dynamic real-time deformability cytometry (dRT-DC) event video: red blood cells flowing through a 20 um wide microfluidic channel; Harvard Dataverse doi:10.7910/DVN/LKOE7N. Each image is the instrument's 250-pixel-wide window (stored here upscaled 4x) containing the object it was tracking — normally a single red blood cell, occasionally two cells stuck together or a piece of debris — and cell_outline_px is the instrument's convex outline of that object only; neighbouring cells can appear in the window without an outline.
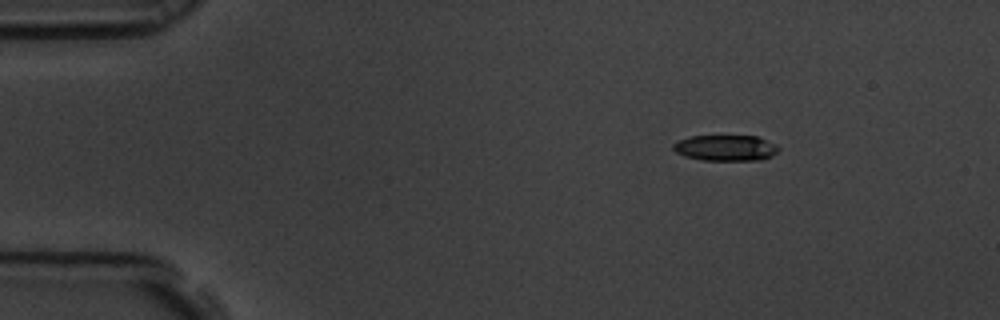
{"species": "common noctule bat (a hibernating species)", "species_latin": "Nyctalus noctula", "temperature_condition": "room temperature", "stored_images_in_passage": 52, "camera_frame_rate_fps": 3000, "um_per_image_px": 0.085, "animal": {"sex": "male", "body_mass_g": 19.5, "forearm_length_mm": 54.6}, "frame": {"image": 1, "passage_image": 1, "time_ms": 0.0, "image_size_px": [1000, 320], "cell_outline_px": [[780, 148], [772, 156], [764, 160], [700, 160], [684, 156], [676, 152], [672, 148], [672, 144], [688, 136], [756, 136], [776, 144]], "centroid_in_image_um": [61.68, 12.58], "position_along_channel_um": 23.3, "area_um2": 15.95}}
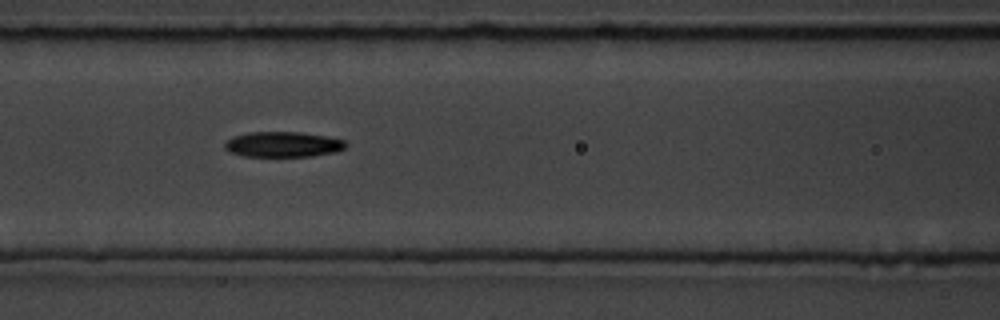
{"frame": {"image": 2, "passage_image": 18, "time_ms": 5.667, "image_size_px": [1000, 320], "cell_outline_px": [[348, 144], [344, 148], [336, 152], [312, 156], [244, 156], [232, 152], [224, 148], [224, 144], [232, 136], [248, 132], [300, 132], [328, 136], [344, 140]], "centroid_in_image_um": [24.08, 12.26], "position_along_channel_um": 142.5, "area_um2": 17.92}}
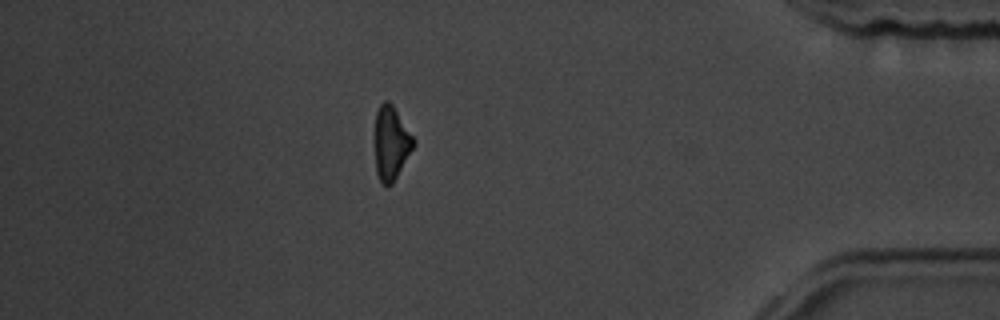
{"frame": {"image": 3, "passage_image": 44, "time_ms": 14.333, "image_size_px": [1000, 320], "cell_outline_px": [[416, 144], [392, 184], [388, 188], [380, 184], [376, 172], [372, 140], [376, 112], [380, 104], [384, 100], [388, 100], [392, 104], [416, 140]], "centroid_in_image_um": [33.19, 12.18], "position_along_channel_um": 402.0, "area_um2": 17.51}, "authors_computed_cell_mechanics": {"area_um2": 17.629, "velocity_mm_per_s": 3.4732, "shape_relaxation_time_tau1_ms": 3.683, "shape_relaxation_time_tau2_ms": null, "deformation_change_tau1": 0.1313, "deformation_change_tau2": null}}